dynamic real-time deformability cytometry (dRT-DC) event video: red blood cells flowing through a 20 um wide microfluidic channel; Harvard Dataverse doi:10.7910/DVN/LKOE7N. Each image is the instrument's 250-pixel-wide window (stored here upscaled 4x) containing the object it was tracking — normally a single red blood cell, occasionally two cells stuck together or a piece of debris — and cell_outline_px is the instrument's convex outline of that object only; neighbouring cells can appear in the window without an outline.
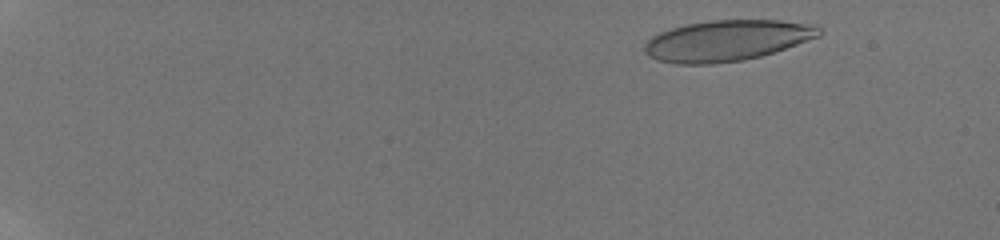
{"species": "human", "species_latin": "Homo sapiens", "temperature_condition": "room temperature", "stored_images_in_passage": 68, "camera_frame_rate_fps": 3000, "um_per_image_px": 0.085, "donor": {"sex": "male"}, "frame": {"image": 1, "passage_image": 9, "time_ms": 1.333, "image_size_px": [1000, 240], "cell_outline_px": [[820, 36], [760, 56], [744, 60], [712, 64], [676, 64], [656, 60], [648, 56], [644, 52], [644, 44], [652, 36], [660, 32], [672, 28], [688, 24], [708, 20], [780, 20], [816, 24], [820, 28]], "centroid_in_image_um": [61.76, 3.45], "position_along_channel_um": 23.2, "area_um2": 41.56}}
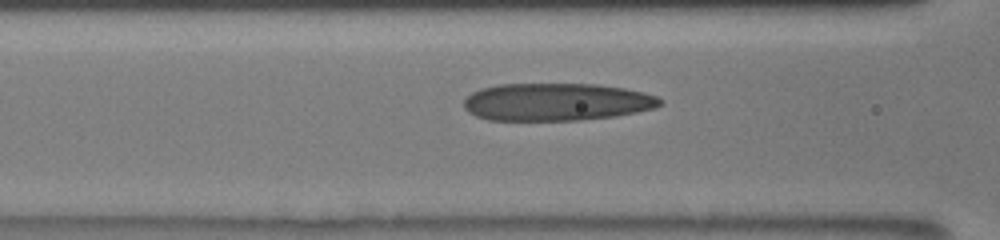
{"frame": {"image": 2, "passage_image": 33, "time_ms": 8.0, "image_size_px": [1000, 240], "cell_outline_px": [[664, 104], [656, 108], [616, 116], [580, 120], [488, 120], [476, 116], [468, 112], [464, 108], [464, 100], [472, 92], [480, 88], [500, 84], [596, 84], [624, 88], [644, 92], [656, 96], [664, 100]], "centroid_in_image_um": [47.33, 8.66], "position_along_channel_um": 119.3, "area_um2": 43.29}}
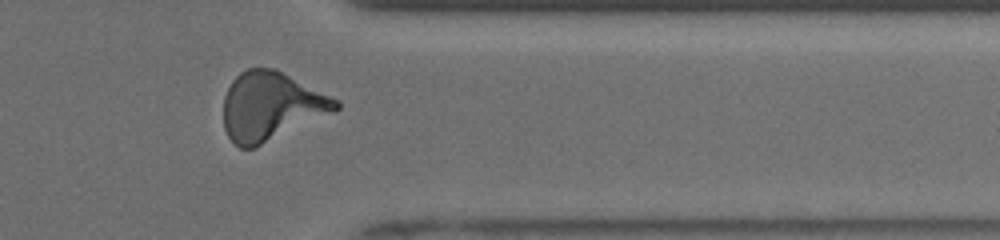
{"frame": {"image": 3, "passage_image": 57, "time_ms": 15.0, "image_size_px": [1000, 240], "cell_outline_px": [[340, 108], [332, 112], [256, 148], [240, 148], [228, 136], [224, 128], [224, 96], [232, 80], [240, 72], [248, 68], [276, 68], [340, 100]], "centroid_in_image_um": [23.04, 9.02], "position_along_channel_um": 388.4, "area_um2": 44.85}, "authors_computed_cell_mechanics": {"area_um2": 41.9339, "velocity_mm_per_s": 3.8783, "shape_relaxation_time_tau1_ms": 6.7704, "shape_relaxation_time_tau2_ms": 1.1433, "deformation_change_tau1": 0.2415, "deformation_change_tau2": 0.0952}}